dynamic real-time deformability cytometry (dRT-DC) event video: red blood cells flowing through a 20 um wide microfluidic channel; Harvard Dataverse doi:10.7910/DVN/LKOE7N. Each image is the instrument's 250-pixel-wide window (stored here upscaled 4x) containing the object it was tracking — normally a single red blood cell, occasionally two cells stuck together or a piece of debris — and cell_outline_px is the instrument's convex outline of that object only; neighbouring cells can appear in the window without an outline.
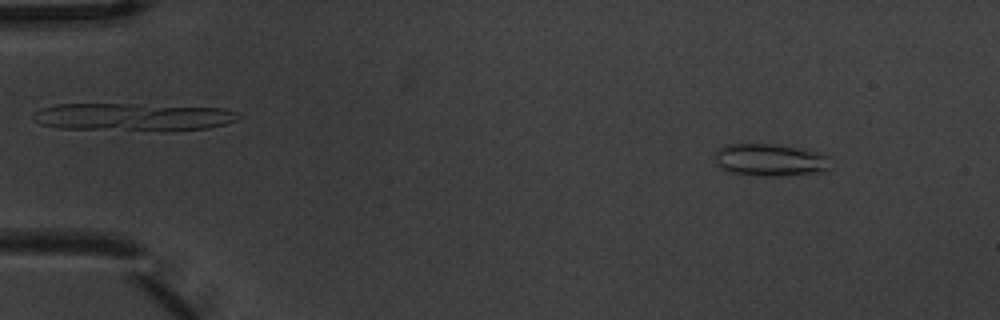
{"species": "common noctule bat (a hibernating species)", "species_latin": "Nyctalus noctula", "temperature_condition": "warm", "stored_images_in_passage": 3, "camera_frame_rate_fps": 3000, "um_per_image_px": 0.085, "animal": {"sex": "male", "body_mass_g": 20.1, "forearm_length_mm": 53.5}, "frame": {"image": 1, "passage_image": 1, "time_ms": 0.0, "image_size_px": [1000, 320], "cell_outline_px": [[832, 168], [824, 172], [780, 176], [764, 176], [728, 172], [720, 168], [716, 164], [716, 152], [724, 144], [776, 144], [804, 148], [820, 152], [828, 156]], "centroid_in_image_um": [65.52, 13.59], "position_along_channel_um": 19.5, "area_um2": 22.25}}
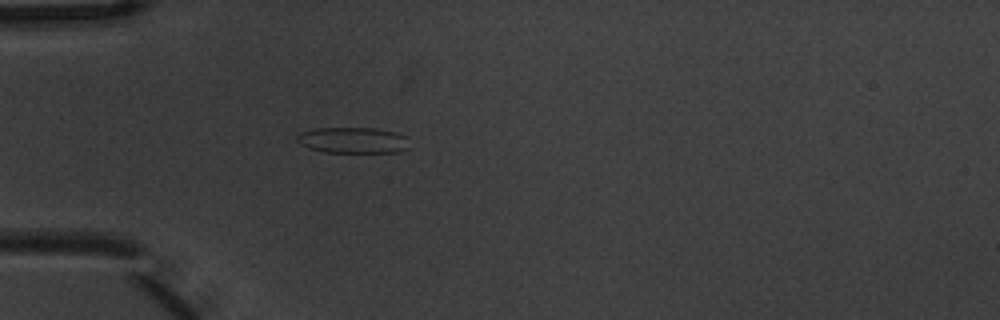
{"frame": {"image": 2, "passage_image": 3, "time_ms": 0.667, "image_size_px": [1000, 320], "cell_outline_px": [[408, 148], [400, 152], [324, 152], [308, 148], [300, 144], [296, 140], [296, 136], [300, 132], [316, 128], [372, 128], [396, 132], [408, 136]], "centroid_in_image_um": [30.0, 11.92], "position_along_channel_um": 55.0, "area_um2": 17.17}}